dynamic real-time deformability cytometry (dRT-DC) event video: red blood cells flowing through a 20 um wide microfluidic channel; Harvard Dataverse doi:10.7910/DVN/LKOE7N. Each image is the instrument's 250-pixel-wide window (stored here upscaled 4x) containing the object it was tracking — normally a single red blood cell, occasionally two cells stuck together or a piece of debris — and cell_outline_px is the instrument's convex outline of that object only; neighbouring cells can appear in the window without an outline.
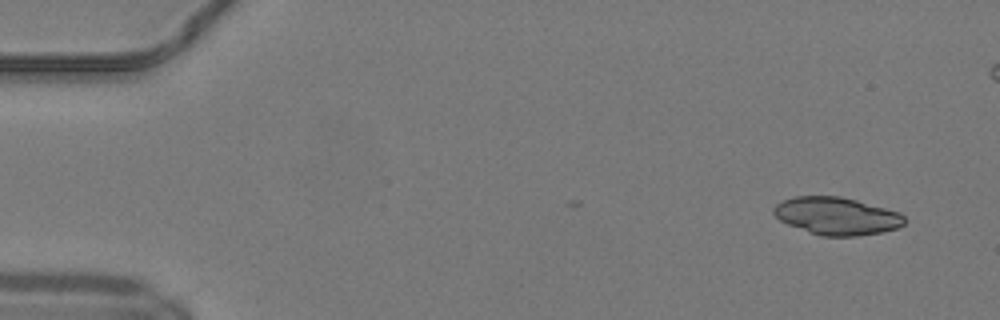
{"species": "common noctule bat (a hibernating species)", "species_latin": "Nyctalus noctula", "temperature_condition": "warm", "stored_images_in_passage": 42, "camera_frame_rate_fps": 3000, "um_per_image_px": 0.085, "animal": {"sex": "male", "body_mass_g": 19.2, "forearm_length_mm": 51.8}, "frame": {"image": 1, "passage_image": 1, "time_ms": 0.0, "image_size_px": [1000, 320], "cell_outline_px": [[904, 224], [896, 228], [880, 232], [856, 236], [820, 236], [808, 232], [788, 224], [780, 220], [772, 212], [772, 208], [776, 204], [784, 200], [796, 196], [840, 196], [856, 200], [900, 212], [904, 216]], "centroid_in_image_um": [71.1, 18.36], "position_along_channel_um": 13.9, "area_um2": 28.5}, "authors_computed_cell_mechanics": {"area_um2": 17.2244, "velocity_mm_per_s": 4.1712, "shape_relaxation_time_tau1_ms": null, "shape_relaxation_time_tau2_ms": 3.4215, "deformation_change_tau1": null, "deformation_change_tau2": 0.1198}}